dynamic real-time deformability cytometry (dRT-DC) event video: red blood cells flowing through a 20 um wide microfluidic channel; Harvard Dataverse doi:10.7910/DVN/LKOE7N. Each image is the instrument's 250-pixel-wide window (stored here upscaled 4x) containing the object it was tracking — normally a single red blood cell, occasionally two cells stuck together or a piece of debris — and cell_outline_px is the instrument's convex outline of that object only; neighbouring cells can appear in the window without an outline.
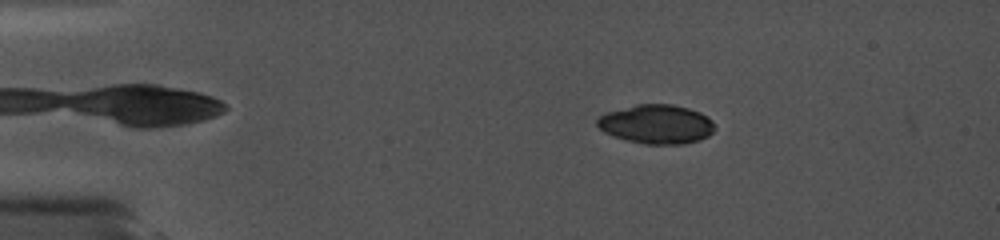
{"species": "common noctule bat (a hibernating species)", "species_latin": "Nyctalus noctula", "temperature_condition": "cold", "stored_images_in_passage": 10, "camera_frame_rate_fps": 5000, "um_per_image_px": 0.085, "animal": {"sex": "female", "body_mass_g": 19.0, "forearm_length_mm": 56.7}, "frame": {"image": 1, "passage_image": 9, "time_ms": 3.0, "image_size_px": [1000, 240], "cell_outline_px": [[716, 128], [708, 136], [700, 140], [684, 144], [644, 144], [612, 136], [604, 132], [596, 124], [596, 120], [600, 116], [608, 112], [636, 104], [672, 104], [688, 108], [700, 112], [712, 120]], "centroid_in_image_um": [55.82, 10.56], "position_along_channel_um": 29.2, "area_um2": 26.82}}